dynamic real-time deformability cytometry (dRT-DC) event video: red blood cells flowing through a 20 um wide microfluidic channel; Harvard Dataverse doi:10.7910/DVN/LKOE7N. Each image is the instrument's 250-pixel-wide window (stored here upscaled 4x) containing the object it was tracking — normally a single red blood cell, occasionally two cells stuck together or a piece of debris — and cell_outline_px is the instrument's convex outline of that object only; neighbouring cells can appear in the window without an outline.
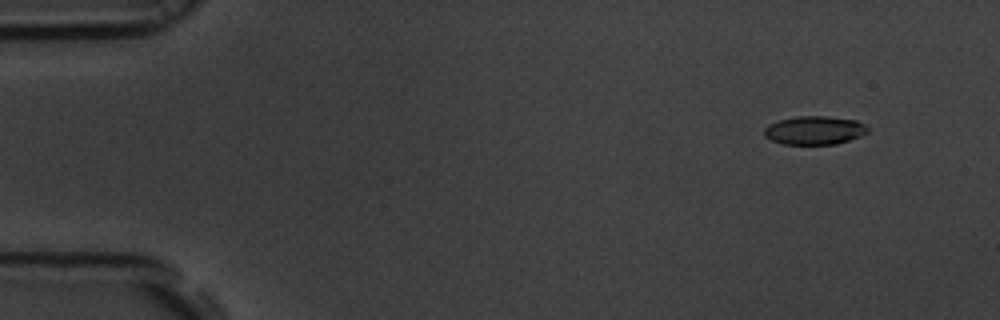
{"species": "common noctule bat (a hibernating species)", "species_latin": "Nyctalus noctula", "temperature_condition": "room temperature", "stored_images_in_passage": 55, "camera_frame_rate_fps": 3000, "um_per_image_px": 0.085, "animal": {"sex": "male", "body_mass_g": 19.5, "forearm_length_mm": 54.6}, "frame": {"image": 1, "passage_image": 5, "time_ms": 1.333, "image_size_px": [1000, 320], "cell_outline_px": [[868, 132], [860, 136], [836, 144], [784, 144], [772, 140], [764, 136], [764, 128], [768, 124], [776, 120], [796, 116], [828, 116], [856, 120], [864, 124], [868, 128]], "centroid_in_image_um": [69.2, 11.06], "position_along_channel_um": 15.8, "area_um2": 17.28}}
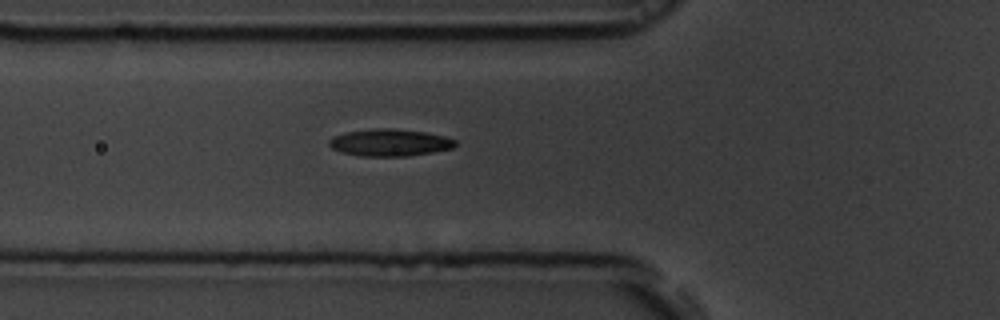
{"frame": {"image": 2, "passage_image": 20, "time_ms": 6.333, "image_size_px": [1000, 320], "cell_outline_px": [[456, 144], [452, 148], [432, 152], [408, 156], [360, 156], [340, 152], [332, 148], [328, 144], [328, 140], [332, 136], [344, 132], [372, 128], [396, 128], [424, 132], [444, 136], [456, 140]], "centroid_in_image_um": [33.08, 12.11], "position_along_channel_um": 92.7, "area_um2": 20.11}}
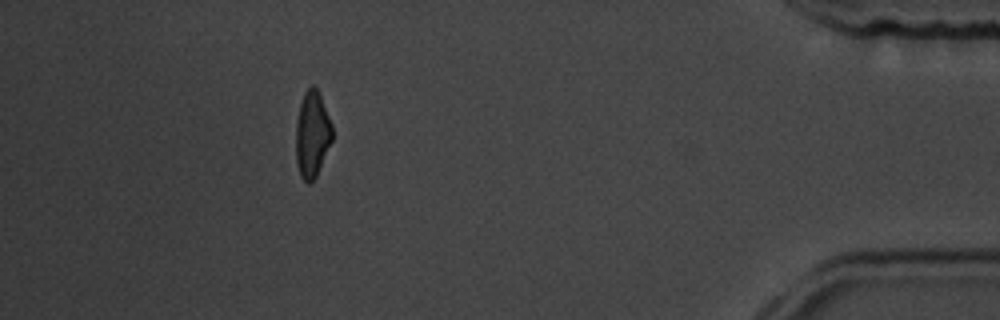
{"frame": {"image": 3, "passage_image": 50, "time_ms": 16.333, "image_size_px": [1000, 320], "cell_outline_px": [[332, 140], [316, 176], [308, 184], [300, 176], [296, 160], [296, 124], [300, 104], [304, 92], [312, 84], [320, 92], [332, 124]], "centroid_in_image_um": [26.54, 11.38], "position_along_channel_um": 408.7, "area_um2": 18.26}, "authors_computed_cell_mechanics": {"area_um2": 18.6116, "velocity_mm_per_s": 3.7009, "shape_relaxation_time_tau1_ms": 3.7513, "shape_relaxation_time_tau2_ms": 2.641, "deformation_change_tau1": 0.1302, "deformation_change_tau2": 0.0989}}